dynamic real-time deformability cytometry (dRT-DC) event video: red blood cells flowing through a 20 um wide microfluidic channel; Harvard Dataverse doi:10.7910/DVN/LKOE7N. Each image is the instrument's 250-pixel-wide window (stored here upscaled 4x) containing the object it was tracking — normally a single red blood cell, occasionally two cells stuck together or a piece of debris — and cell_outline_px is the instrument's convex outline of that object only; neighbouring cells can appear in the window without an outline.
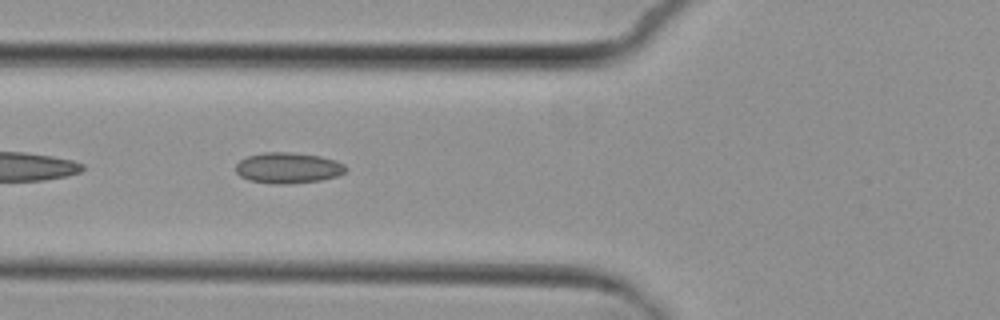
{"species": "common noctule bat (a hibernating species)", "species_latin": "Nyctalus noctula", "temperature_condition": "cold", "stored_images_in_passage": 7, "camera_frame_rate_fps": 3000, "um_per_image_px": 0.085, "animal": {"sex": "female", "body_mass_g": 29.2, "forearm_length_mm": 56.3}, "frame": {"image": 1, "passage_image": 5, "time_ms": 4.667, "image_size_px": [1000, 320], "cell_outline_px": [[348, 168], [344, 172], [336, 176], [320, 180], [288, 184], [276, 184], [248, 180], [240, 176], [236, 172], [236, 164], [240, 160], [248, 156], [264, 152], [288, 152], [320, 156], [336, 160], [344, 164]], "centroid_in_image_um": [24.48, 14.27], "position_along_channel_um": 101.3, "area_um2": 19.71}}
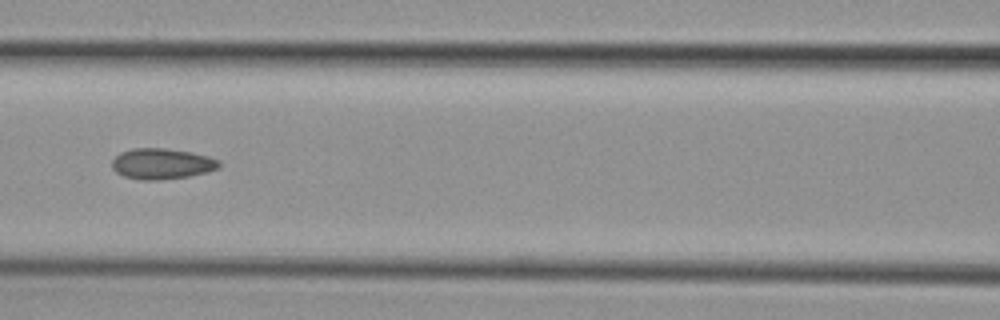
{"frame": {"image": 2, "passage_image": 6, "time_ms": 6.0, "image_size_px": [1000, 320], "cell_outline_px": [[220, 168], [208, 172], [188, 176], [160, 180], [140, 180], [124, 176], [116, 172], [112, 168], [112, 160], [120, 152], [132, 148], [164, 148], [192, 152], [208, 156], [220, 160]], "centroid_in_image_um": [13.77, 13.92], "position_along_channel_um": 152.8, "area_um2": 19.36}}
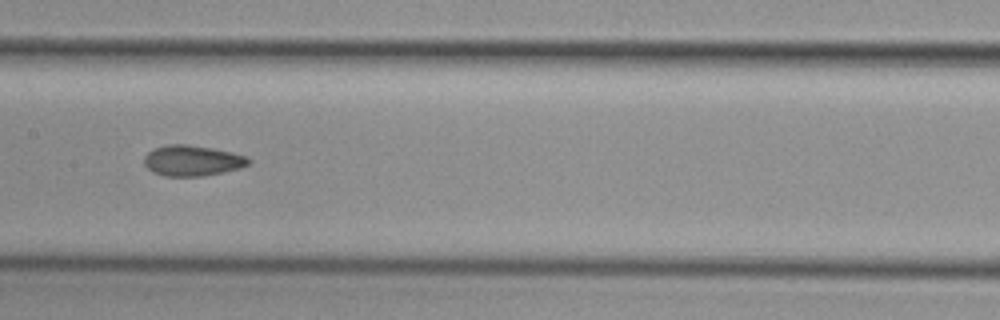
{"frame": {"image": 3, "passage_image": 7, "time_ms": 7.0, "image_size_px": [1000, 320], "cell_outline_px": [[252, 160], [248, 164], [240, 168], [224, 172], [200, 176], [164, 176], [152, 172], [144, 164], [144, 156], [148, 152], [156, 148], [168, 144], [188, 144], [212, 148], [232, 152], [248, 156]], "centroid_in_image_um": [16.36, 13.65], "position_along_channel_um": 191.0, "area_um2": 18.73}}